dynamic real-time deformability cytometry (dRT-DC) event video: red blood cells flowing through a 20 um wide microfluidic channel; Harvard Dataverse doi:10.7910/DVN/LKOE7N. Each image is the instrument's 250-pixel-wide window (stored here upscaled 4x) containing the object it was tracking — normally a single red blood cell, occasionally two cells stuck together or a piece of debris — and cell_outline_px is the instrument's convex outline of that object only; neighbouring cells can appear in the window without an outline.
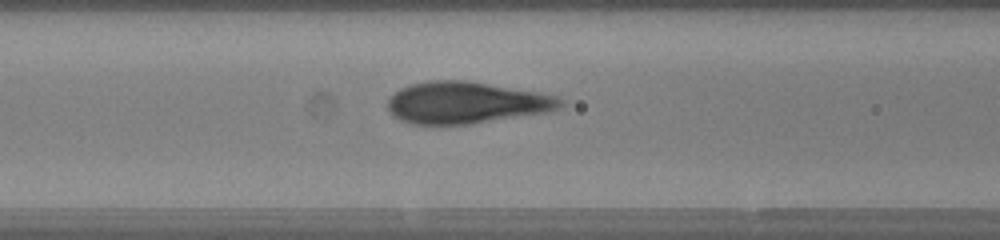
{"species": "human", "species_latin": "Homo sapiens", "temperature_condition": "warm", "stored_images_in_passage": 47, "camera_frame_rate_fps": 3000, "um_per_image_px": 0.085, "donor": {"sex": "female"}, "frame": {"image": 1, "passage_image": 18, "time_ms": 5.667, "image_size_px": [1000, 240], "cell_outline_px": [[564, 104], [556, 108], [544, 112], [468, 124], [412, 124], [400, 120], [392, 116], [388, 112], [388, 100], [400, 88], [408, 84], [428, 80], [464, 80], [536, 92], [556, 96], [564, 100]], "centroid_in_image_um": [39.54, 8.72], "position_along_channel_um": 127.1, "area_um2": 41.56}}
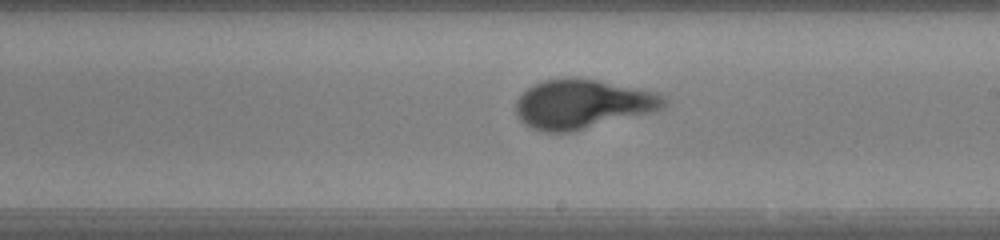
{"frame": {"image": 2, "passage_image": 26, "time_ms": 8.333, "image_size_px": [1000, 240], "cell_outline_px": [[668, 100], [664, 108], [652, 112], [572, 132], [544, 132], [532, 128], [524, 124], [516, 116], [516, 100], [528, 88], [544, 80], [568, 76], [572, 76], [600, 80], [660, 92]], "centroid_in_image_um": [49.54, 8.83], "position_along_channel_um": 239.5, "area_um2": 43.06}}
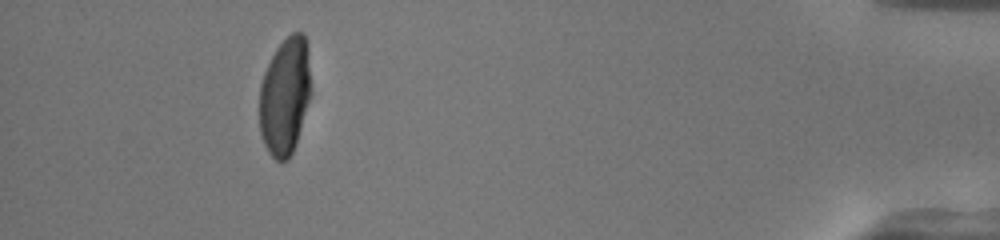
{"frame": {"image": 3, "passage_image": 43, "time_ms": 14.0, "image_size_px": [1000, 240], "cell_outline_px": [[308, 100], [296, 144], [288, 160], [276, 160], [268, 152], [264, 144], [260, 132], [260, 84], [264, 72], [276, 48], [292, 32], [304, 32], [308, 48]], "centroid_in_image_um": [24.19, 8.17], "position_along_channel_um": 411.0, "area_um2": 34.51}, "authors_computed_cell_mechanics": {"area_um2": 39.593, "velocity_mm_per_s": 4.2294, "shape_relaxation_time_tau1_ms": 3.7431, "shape_relaxation_time_tau2_ms": null, "deformation_change_tau1": 0.2387, "deformation_change_tau2": null}}